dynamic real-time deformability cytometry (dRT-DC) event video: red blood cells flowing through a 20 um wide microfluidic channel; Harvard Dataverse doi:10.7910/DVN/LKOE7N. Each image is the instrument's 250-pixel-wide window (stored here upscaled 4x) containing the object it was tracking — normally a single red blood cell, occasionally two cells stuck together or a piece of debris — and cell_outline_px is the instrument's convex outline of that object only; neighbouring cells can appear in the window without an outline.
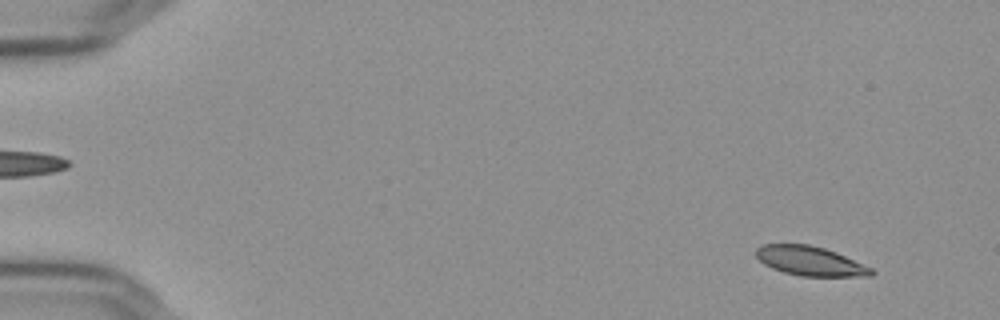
{"species": "Egyptian fruit bat (a non-hibernating species)", "species_latin": "Rousettus aegyptiacus", "temperature_condition": "cold", "stored_images_in_passage": 57, "camera_frame_rate_fps": 3000, "um_per_image_px": 0.085, "frame": {"image": 1, "passage_image": 5, "time_ms": 1.333, "image_size_px": [1000, 320], "cell_outline_px": [[876, 272], [872, 276], [800, 276], [784, 272], [772, 268], [764, 264], [756, 256], [756, 248], [764, 244], [808, 244], [824, 248], [836, 252], [872, 268]], "centroid_in_image_um": [68.87, 22.19], "position_along_channel_um": 16.1, "area_um2": 19.65}}
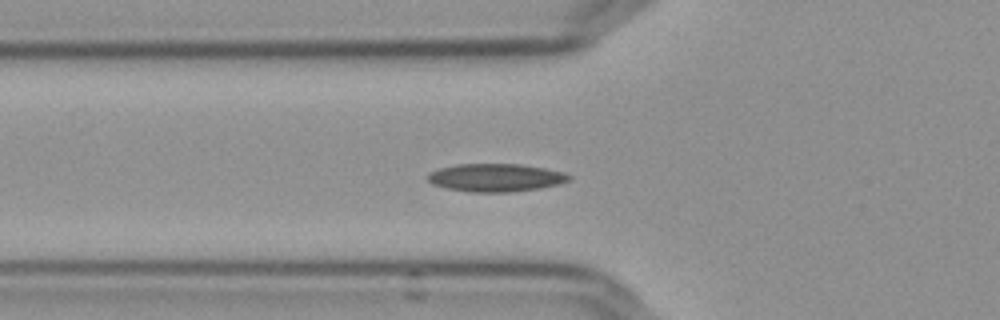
{"frame": {"image": 2, "passage_image": 21, "time_ms": 6.667, "image_size_px": [1000, 320], "cell_outline_px": [[572, 180], [560, 184], [540, 188], [512, 192], [468, 192], [448, 188], [432, 184], [428, 180], [428, 172], [440, 168], [456, 164], [520, 164], [544, 168], [564, 172], [572, 176]], "centroid_in_image_um": [42.17, 15.1], "position_along_channel_um": 83.6, "area_um2": 23.18}}
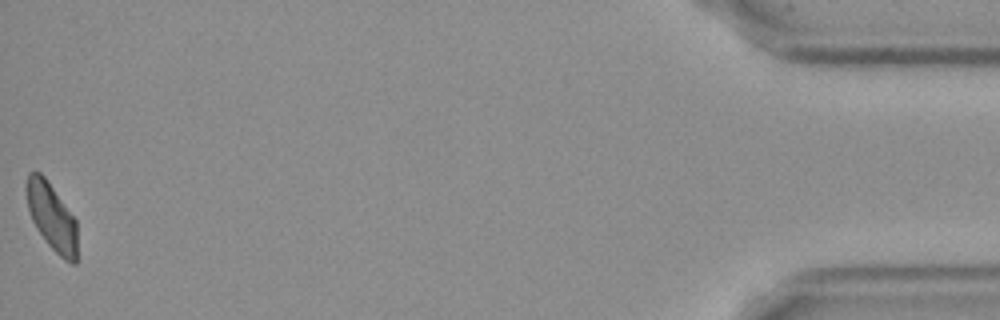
{"frame": {"image": 3, "passage_image": 57, "time_ms": 18.667, "image_size_px": [1000, 320], "cell_outline_px": [[76, 264], [72, 264], [64, 260], [48, 244], [32, 220], [28, 208], [28, 172], [40, 172], [44, 176], [76, 220]], "centroid_in_image_um": [4.42, 18.46], "position_along_channel_um": 430.8, "area_um2": 19.19}, "authors_computed_cell_mechanics": {"area_um2": 20.9814, "velocity_mm_per_s": 3.6201, "shape_relaxation_time_tau1_ms": null, "shape_relaxation_time_tau2_ms": 9.5129, "deformation_change_tau1": null, "deformation_change_tau2": 0.1366}}